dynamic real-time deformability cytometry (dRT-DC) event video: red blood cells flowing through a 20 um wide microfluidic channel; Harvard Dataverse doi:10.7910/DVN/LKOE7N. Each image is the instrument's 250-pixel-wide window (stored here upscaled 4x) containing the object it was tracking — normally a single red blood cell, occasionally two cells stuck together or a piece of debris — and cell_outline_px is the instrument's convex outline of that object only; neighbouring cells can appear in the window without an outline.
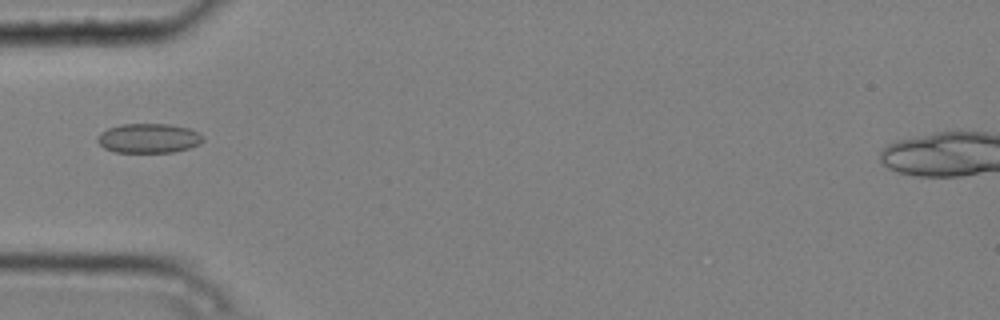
{"species": "common noctule bat (a hibernating species)", "species_latin": "Nyctalus noctula", "temperature_condition": "cold", "stored_images_in_passage": 7, "camera_frame_rate_fps": 3000, "um_per_image_px": 0.085, "animal": {"sex": "male", "body_mass_g": 20.4}, "frame": {"image": 1, "passage_image": 5, "time_ms": 1.333, "image_size_px": [1000, 320], "cell_outline_px": [[204, 140], [200, 144], [188, 148], [172, 152], [116, 152], [104, 148], [96, 140], [100, 132], [108, 128], [120, 124], [172, 124], [188, 128], [200, 132], [204, 136]], "centroid_in_image_um": [12.66, 11.74], "position_along_channel_um": 72.3, "area_um2": 18.26}}
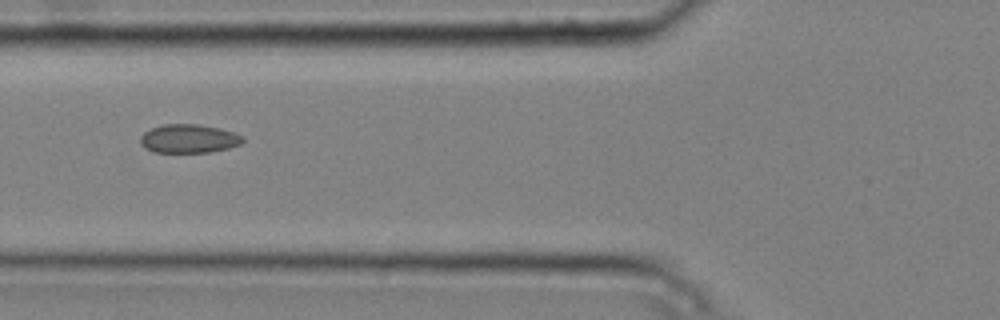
{"frame": {"image": 2, "passage_image": 6, "time_ms": 1.667, "image_size_px": [1000, 320], "cell_outline_px": [[244, 140], [240, 144], [228, 148], [208, 152], [152, 152], [144, 148], [140, 144], [140, 136], [144, 132], [152, 128], [164, 124], [196, 124], [220, 128], [244, 136]], "centroid_in_image_um": [16.02, 11.79], "position_along_channel_um": 109.8, "area_um2": 17.11}}
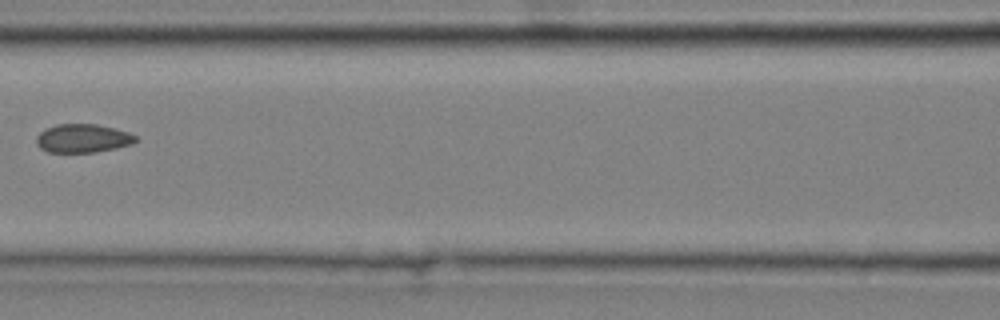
{"frame": {"image": 3, "passage_image": 7, "time_ms": 2.0, "image_size_px": [1000, 320], "cell_outline_px": [[140, 140], [132, 144], [116, 148], [96, 152], [48, 152], [40, 148], [36, 144], [36, 136], [44, 128], [56, 124], [96, 124], [128, 132], [136, 136]], "centroid_in_image_um": [7.02, 11.76], "position_along_channel_um": 159.6, "area_um2": 16.65}}